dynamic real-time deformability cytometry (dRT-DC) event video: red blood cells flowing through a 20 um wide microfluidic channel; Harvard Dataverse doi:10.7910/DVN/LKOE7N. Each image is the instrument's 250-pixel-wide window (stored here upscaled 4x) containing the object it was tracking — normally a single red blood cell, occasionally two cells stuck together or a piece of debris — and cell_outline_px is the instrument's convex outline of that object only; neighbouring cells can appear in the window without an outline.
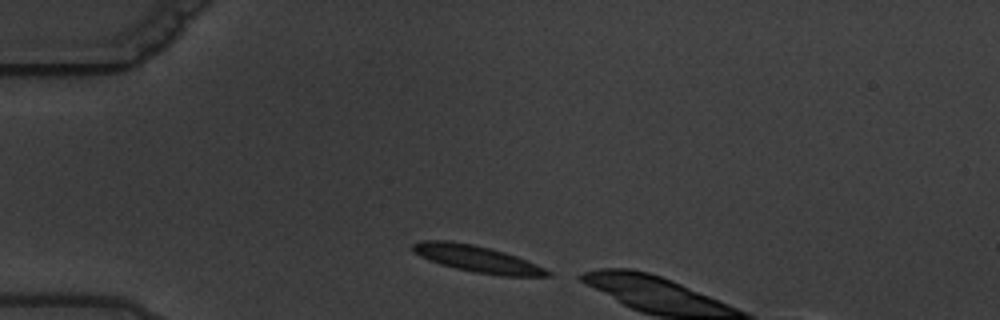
{"species": "common noctule bat (a hibernating species)", "species_latin": "Nyctalus noctula", "temperature_condition": "warm", "stored_images_in_passage": 2, "camera_frame_rate_fps": 3000, "um_per_image_px": 0.085, "animal": {"sex": "male", "body_mass_g": 19.5, "forearm_length_mm": 54.6}, "frame": {"image": 1, "passage_image": 1, "time_ms": 0.0, "image_size_px": [1000, 320], "cell_outline_px": [[552, 276], [500, 276], [472, 272], [440, 264], [428, 260], [412, 252], [412, 244], [420, 240], [452, 240], [472, 244], [504, 252], [516, 256], [536, 264], [552, 272]], "centroid_in_image_um": [40.52, 22.0], "position_along_channel_um": 44.5, "area_um2": 21.04}}